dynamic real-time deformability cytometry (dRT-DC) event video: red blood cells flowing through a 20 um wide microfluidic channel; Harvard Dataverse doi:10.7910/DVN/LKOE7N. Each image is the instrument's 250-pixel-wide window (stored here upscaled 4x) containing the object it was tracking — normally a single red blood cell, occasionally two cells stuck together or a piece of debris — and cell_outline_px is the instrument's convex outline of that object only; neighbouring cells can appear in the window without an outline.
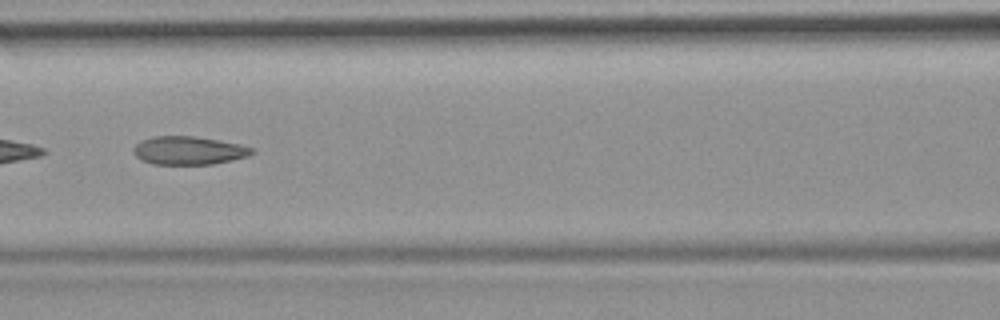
{"species": "common noctule bat (a hibernating species)", "species_latin": "Nyctalus noctula", "temperature_condition": "room temperature", "stored_images_in_passage": 52, "camera_frame_rate_fps": 3000, "um_per_image_px": 0.085, "animal": {"sex": "female", "body_mass_g": 19.9}, "frame": {"image": 1, "passage_image": 23, "time_ms": 7.333, "image_size_px": [1000, 320], "cell_outline_px": [[256, 152], [248, 156], [232, 160], [212, 164], [152, 164], [140, 160], [132, 152], [132, 148], [140, 140], [152, 136], [192, 136], [240, 144], [252, 148]], "centroid_in_image_um": [15.99, 12.79], "position_along_channel_um": 150.6, "area_um2": 19.59}, "authors_computed_cell_mechanics": {"area_um2": 20.8947, "velocity_mm_per_s": 3.8778, "shape_relaxation_time_tau1_ms": null, "shape_relaxation_time_tau2_ms": 1.9537, "deformation_change_tau1": null, "deformation_change_tau2": 0.0988}}